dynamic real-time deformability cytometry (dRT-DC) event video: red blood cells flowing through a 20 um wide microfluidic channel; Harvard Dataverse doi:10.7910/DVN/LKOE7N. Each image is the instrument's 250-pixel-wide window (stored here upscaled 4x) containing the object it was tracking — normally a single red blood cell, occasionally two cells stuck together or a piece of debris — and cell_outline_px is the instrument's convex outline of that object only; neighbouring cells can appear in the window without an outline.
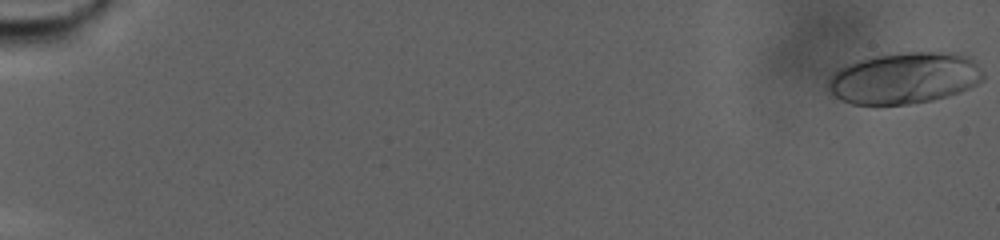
{"species": "human", "species_latin": "Homo sapiens", "temperature_condition": "warm", "stored_images_in_passage": 95, "camera_frame_rate_fps": 3000, "um_per_image_px": 0.085, "donor": {"sex": "male"}, "frame": {"image": 1, "passage_image": 1, "time_ms": 0.0, "image_size_px": [1000, 240], "cell_outline_px": [[984, 80], [960, 92], [948, 96], [932, 100], [908, 104], [852, 104], [836, 96], [828, 88], [828, 80], [840, 68], [856, 60], [868, 56], [908, 52], [956, 52], [972, 56], [980, 68], [984, 76]], "centroid_in_image_um": [76.93, 6.61], "position_along_channel_um": 8.1, "area_um2": 46.64}}
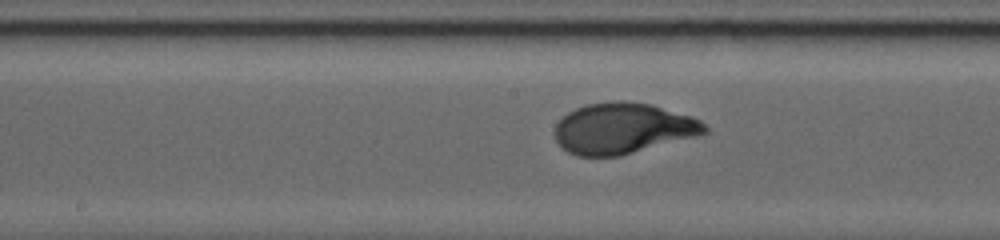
{"frame": {"image": 2, "passage_image": 53, "time_ms": 17.333, "image_size_px": [1000, 240], "cell_outline_px": [[708, 132], [696, 136], [620, 156], [576, 156], [568, 152], [556, 140], [556, 124], [568, 112], [584, 104], [612, 100], [624, 100], [652, 104], [692, 116], [700, 120], [708, 128]], "centroid_in_image_um": [52.96, 10.89], "position_along_channel_um": 195.2, "area_um2": 44.51}}
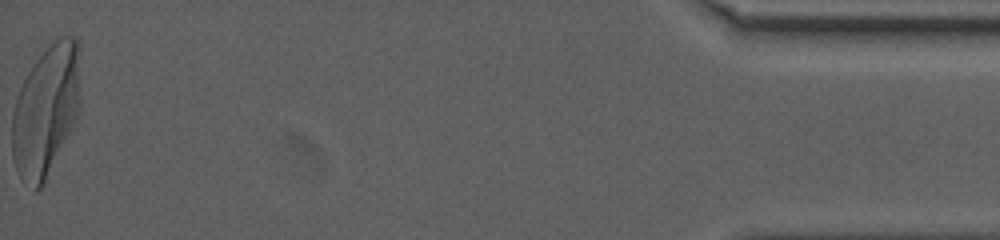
{"frame": {"image": 3, "passage_image": 95, "time_ms": 31.333, "image_size_px": [1000, 240], "cell_outline_px": [[80, 108], [72, 132], [40, 188], [36, 192], [20, 180], [12, 156], [12, 112], [20, 88], [28, 72], [36, 60], [60, 36], [76, 36], [80, 52]], "centroid_in_image_um": [3.93, 9.42], "position_along_channel_um": 431.3, "area_um2": 52.66}, "authors_computed_cell_mechanics": {"area_um2": 43.5234, "velocity_mm_per_s": 2.2808, "shape_relaxation_time_tau1_ms": 5.3714, "shape_relaxation_time_tau2_ms": null, "deformation_change_tau1": 0.2246, "deformation_change_tau2": null}}